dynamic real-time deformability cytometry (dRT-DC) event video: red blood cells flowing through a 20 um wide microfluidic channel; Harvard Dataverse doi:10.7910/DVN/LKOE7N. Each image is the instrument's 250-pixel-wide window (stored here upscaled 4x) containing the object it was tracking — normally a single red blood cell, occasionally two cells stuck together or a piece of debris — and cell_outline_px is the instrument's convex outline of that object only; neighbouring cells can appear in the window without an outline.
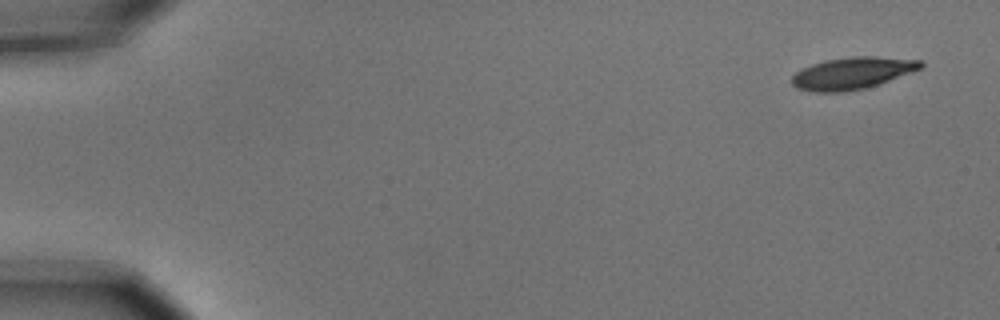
{"species": "common noctule bat (a hibernating species)", "species_latin": "Nyctalus noctula", "temperature_condition": "cold", "stored_images_in_passage": 4, "camera_frame_rate_fps": 3000, "um_per_image_px": 0.085, "animal": {"sex": "male", "body_mass_g": 15.6}, "frame": {"image": 1, "passage_image": 1, "time_ms": 0.0, "image_size_px": [1000, 320], "cell_outline_px": [[924, 64], [920, 68], [880, 84], [864, 88], [840, 92], [816, 92], [796, 88], [792, 84], [792, 76], [796, 72], [812, 64], [824, 60], [852, 56], [876, 56], [924, 60]], "centroid_in_image_um": [72.45, 6.21], "position_along_channel_um": 12.5, "area_um2": 23.93}}
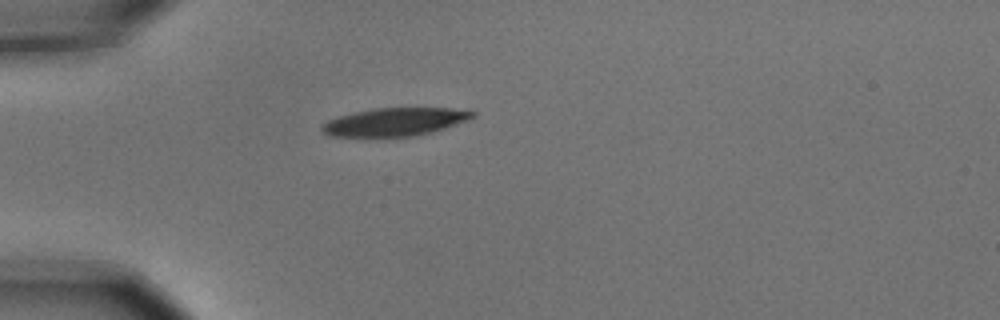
{"frame": {"image": 2, "passage_image": 4, "time_ms": 1.0, "image_size_px": [1000, 320], "cell_outline_px": [[476, 116], [468, 120], [432, 132], [416, 136], [364, 140], [328, 136], [320, 132], [320, 124], [336, 116], [376, 108], [472, 108], [476, 112]], "centroid_in_image_um": [33.49, 10.41], "position_along_channel_um": 51.5, "area_um2": 26.24}}